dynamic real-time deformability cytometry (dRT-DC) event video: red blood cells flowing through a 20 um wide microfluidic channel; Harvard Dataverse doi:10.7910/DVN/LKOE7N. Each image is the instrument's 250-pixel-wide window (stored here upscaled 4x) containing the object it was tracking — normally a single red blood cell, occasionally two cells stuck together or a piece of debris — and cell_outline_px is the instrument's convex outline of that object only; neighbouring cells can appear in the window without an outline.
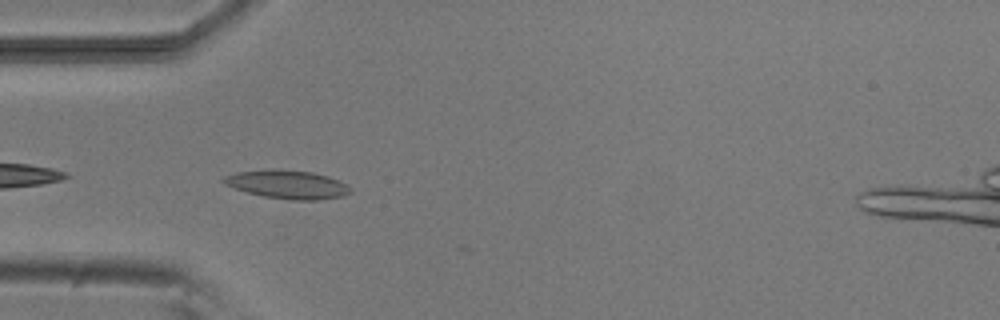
{"species": "common noctule bat (a hibernating species)", "species_latin": "Nyctalus noctula", "temperature_condition": "room temperature", "stored_images_in_passage": 6, "camera_frame_rate_fps": 3000, "um_per_image_px": 0.085, "animal": {"sex": "male", "body_mass_g": 20.5, "forearm_length_mm": 52.5}, "frame": {"image": 1, "passage_image": 5, "time_ms": 4.667, "image_size_px": [1000, 320], "cell_outline_px": [[352, 192], [344, 196], [320, 200], [292, 200], [264, 196], [248, 192], [236, 188], [220, 180], [224, 176], [236, 172], [312, 172], [328, 176], [348, 184], [352, 188]], "centroid_in_image_um": [24.56, 15.73], "position_along_channel_um": 60.4, "area_um2": 20.06}}
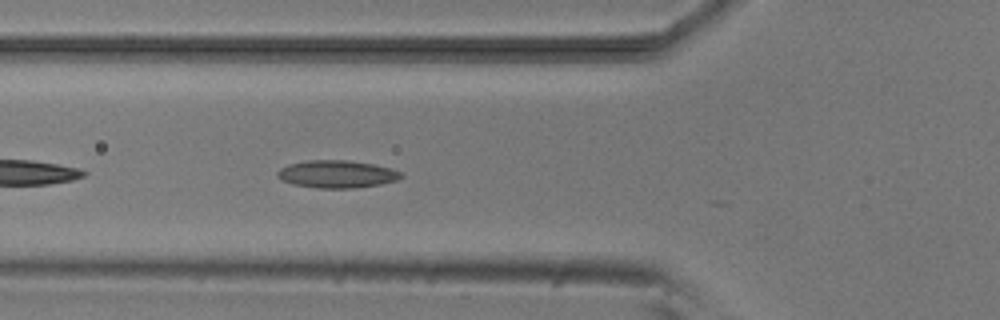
{"frame": {"image": 2, "passage_image": 6, "time_ms": 5.667, "image_size_px": [1000, 320], "cell_outline_px": [[404, 176], [396, 180], [380, 184], [356, 188], [316, 188], [292, 184], [276, 176], [276, 172], [280, 168], [288, 164], [308, 160], [348, 160], [372, 164], [392, 168], [404, 172]], "centroid_in_image_um": [28.65, 14.79], "position_along_channel_um": 97.1, "area_um2": 20.0}}